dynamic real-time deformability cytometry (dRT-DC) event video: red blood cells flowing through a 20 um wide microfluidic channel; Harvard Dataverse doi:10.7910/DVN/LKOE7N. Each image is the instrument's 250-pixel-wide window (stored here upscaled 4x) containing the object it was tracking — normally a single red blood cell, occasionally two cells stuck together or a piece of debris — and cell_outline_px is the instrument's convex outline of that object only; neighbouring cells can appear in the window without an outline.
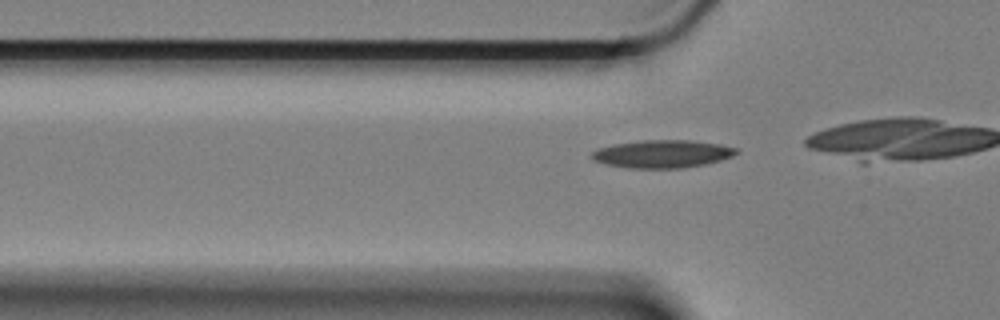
{"species": "Egyptian fruit bat (a non-hibernating species)", "species_latin": "Rousettus aegyptiacus", "temperature_condition": "cold", "stored_images_in_passage": 11, "camera_frame_rate_fps": 3000, "um_per_image_px": 0.085, "animal": {"sex": "female"}, "frame": {"image": 1, "passage_image": 4, "time_ms": 1.0, "image_size_px": [1000, 320], "cell_outline_px": [[740, 152], [732, 156], [720, 160], [704, 164], [680, 168], [632, 168], [608, 164], [592, 160], [592, 152], [596, 148], [612, 144], [640, 140], [692, 140], [720, 144], [736, 148]], "centroid_in_image_um": [56.29, 13.07], "position_along_channel_um": 69.5, "area_um2": 23.41}}
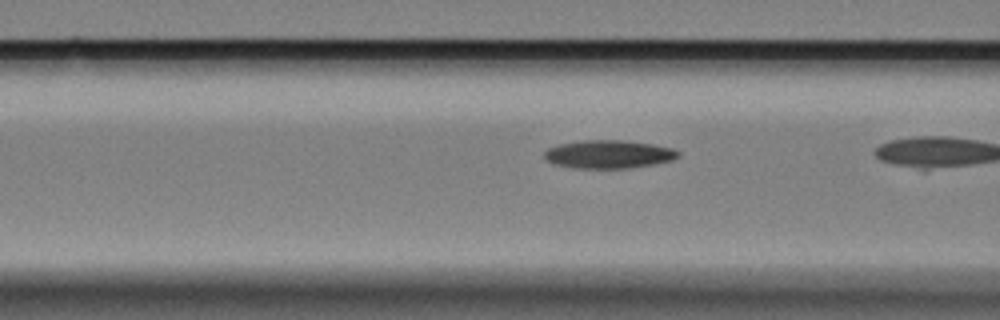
{"frame": {"image": 2, "passage_image": 8, "time_ms": 2.333, "image_size_px": [1000, 320], "cell_outline_px": [[680, 156], [672, 160], [652, 164], [628, 168], [572, 168], [552, 164], [544, 156], [544, 152], [548, 148], [560, 144], [584, 140], [620, 140], [652, 144], [672, 148], [680, 152]], "centroid_in_image_um": [51.72, 13.11], "position_along_channel_um": 114.9, "area_um2": 21.91}}